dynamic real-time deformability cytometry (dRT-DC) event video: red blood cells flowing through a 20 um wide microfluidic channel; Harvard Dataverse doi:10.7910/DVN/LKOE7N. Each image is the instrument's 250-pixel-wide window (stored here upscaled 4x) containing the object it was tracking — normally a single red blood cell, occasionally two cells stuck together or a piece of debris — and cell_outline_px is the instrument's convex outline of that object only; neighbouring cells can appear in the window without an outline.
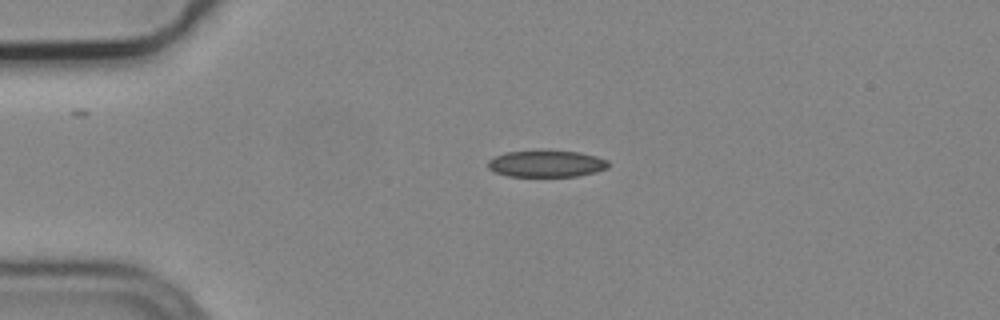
{"species": "common noctule bat (a hibernating species)", "species_latin": "Nyctalus noctula", "temperature_condition": "cold", "stored_images_in_passage": 2, "camera_frame_rate_fps": 3000, "um_per_image_px": 0.085, "animal": {"sex": "male", "body_mass_g": 19.2, "forearm_length_mm": 51.8}, "frame": {"image": 1, "passage_image": 1, "time_ms": 0.0, "image_size_px": [1000, 320], "cell_outline_px": [[608, 168], [596, 172], [576, 176], [508, 176], [496, 172], [488, 168], [488, 160], [492, 156], [504, 152], [580, 152], [596, 156], [608, 160]], "centroid_in_image_um": [46.43, 13.93], "position_along_channel_um": 38.6, "area_um2": 18.38}}